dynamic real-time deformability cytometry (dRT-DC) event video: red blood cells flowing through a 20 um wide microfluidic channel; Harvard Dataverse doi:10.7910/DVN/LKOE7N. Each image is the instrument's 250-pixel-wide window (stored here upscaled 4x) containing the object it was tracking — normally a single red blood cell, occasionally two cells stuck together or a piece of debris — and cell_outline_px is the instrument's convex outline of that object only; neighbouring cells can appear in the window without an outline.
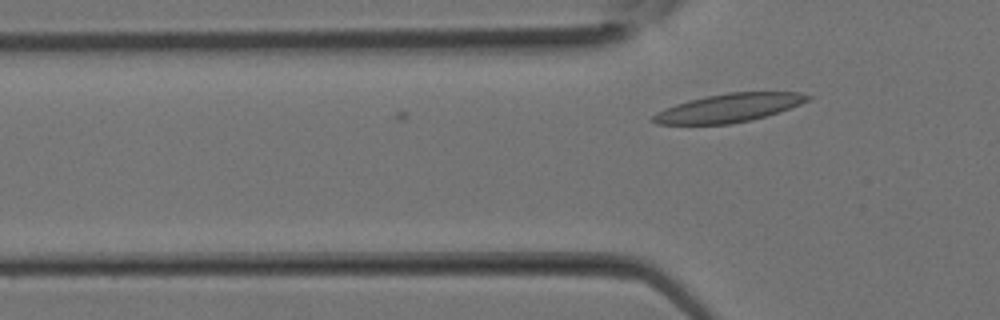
{"species": "Egyptian fruit bat (a non-hibernating species)", "species_latin": "Rousettus aegyptiacus", "temperature_condition": "room temperature", "stored_images_in_passage": 5, "camera_frame_rate_fps": 3000, "um_per_image_px": 0.085, "animal": {"sex": "female"}, "frame": {"image": 1, "passage_image": 5, "time_ms": 1.333, "image_size_px": [1000, 320], "cell_outline_px": [[812, 96], [808, 100], [800, 104], [780, 112], [752, 120], [728, 124], [656, 124], [648, 120], [656, 112], [664, 108], [688, 100], [728, 92], [800, 92]], "centroid_in_image_um": [61.93, 9.18], "position_along_channel_um": 63.9, "area_um2": 25.66}}